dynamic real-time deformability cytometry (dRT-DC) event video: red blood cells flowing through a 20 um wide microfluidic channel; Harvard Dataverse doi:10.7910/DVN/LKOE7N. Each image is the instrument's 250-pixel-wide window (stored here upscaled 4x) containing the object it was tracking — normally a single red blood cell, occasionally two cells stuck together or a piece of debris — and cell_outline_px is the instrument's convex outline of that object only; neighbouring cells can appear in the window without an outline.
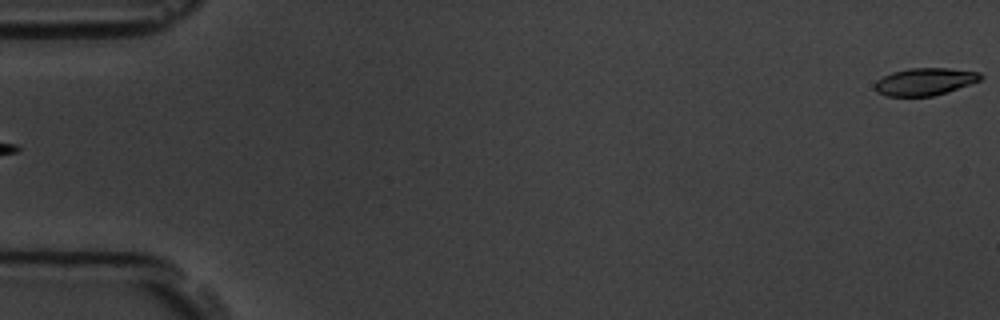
{"species": "common noctule bat (a hibernating species)", "species_latin": "Nyctalus noctula", "temperature_condition": "room temperature", "stored_images_in_passage": 4, "segment_of_instrument_passage": [2, 2], "camera_frame_rate_fps": 3000, "um_per_image_px": 0.085, "animal": {"sex": "male", "body_mass_g": 19.5, "forearm_length_mm": 54.6}, "frame": {"image": 1, "passage_image": 4, "time_ms": 3.333, "image_size_px": [1000, 320], "cell_outline_px": [[984, 76], [980, 80], [948, 92], [932, 96], [888, 96], [876, 92], [876, 80], [892, 72], [908, 68], [948, 68], [980, 72]], "centroid_in_image_um": [78.63, 6.93], "position_along_channel_um": 6.4, "area_um2": 16.82}}